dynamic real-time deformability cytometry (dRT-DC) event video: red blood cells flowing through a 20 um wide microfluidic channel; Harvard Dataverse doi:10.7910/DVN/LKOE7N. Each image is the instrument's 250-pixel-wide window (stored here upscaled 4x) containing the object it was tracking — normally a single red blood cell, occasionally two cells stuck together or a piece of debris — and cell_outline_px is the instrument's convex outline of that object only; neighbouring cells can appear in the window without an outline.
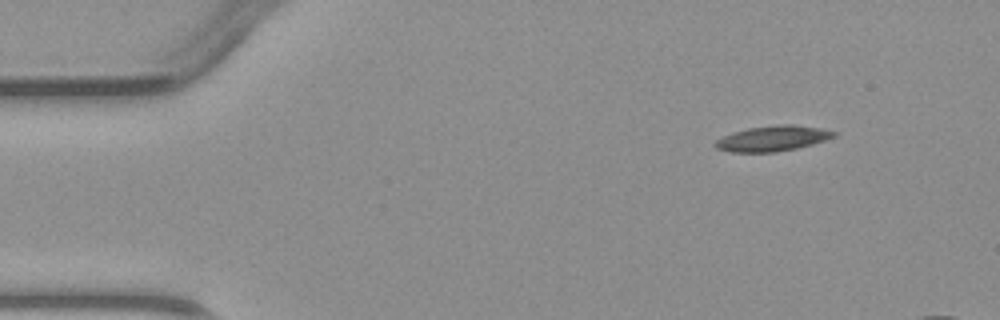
{"species": "common noctule bat (a hibernating species)", "species_latin": "Nyctalus noctula", "temperature_condition": "warm", "stored_images_in_passage": 4, "camera_frame_rate_fps": 3000, "um_per_image_px": 0.085, "animal": {"sex": "male", "body_mass_g": 23.1, "forearm_length_mm": 52.7}, "frame": {"image": 1, "passage_image": 1, "time_ms": 0.0, "image_size_px": [1000, 320], "cell_outline_px": [[836, 136], [812, 144], [796, 148], [776, 152], [728, 152], [716, 148], [712, 144], [716, 140], [732, 132], [748, 128], [776, 124], [792, 124], [820, 128], [836, 132]], "centroid_in_image_um": [65.63, 11.77], "position_along_channel_um": 19.4, "area_um2": 17.57}}